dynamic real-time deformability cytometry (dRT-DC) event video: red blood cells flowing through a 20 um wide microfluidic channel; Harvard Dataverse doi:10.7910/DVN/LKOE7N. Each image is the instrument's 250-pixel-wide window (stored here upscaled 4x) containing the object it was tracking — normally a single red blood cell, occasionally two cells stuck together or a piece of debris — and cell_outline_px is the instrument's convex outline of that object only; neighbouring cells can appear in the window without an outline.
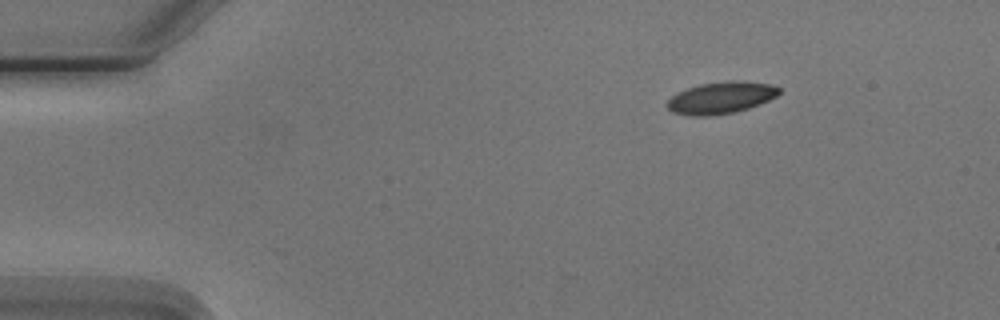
{"species": "Egyptian fruit bat (a non-hibernating species)", "species_latin": "Rousettus aegyptiacus", "temperature_condition": "cold", "stored_images_in_passage": 3, "camera_frame_rate_fps": 3000, "um_per_image_px": 0.085, "animal": {"sex": "male"}, "frame": {"image": 1, "passage_image": 1, "time_ms": 0.0, "image_size_px": [1000, 320], "cell_outline_px": [[780, 92], [776, 96], [760, 104], [736, 112], [708, 116], [688, 116], [672, 112], [668, 108], [668, 100], [672, 96], [688, 88], [700, 84], [772, 84], [780, 88]], "centroid_in_image_um": [61.23, 8.38], "position_along_channel_um": 23.8, "area_um2": 19.59}}